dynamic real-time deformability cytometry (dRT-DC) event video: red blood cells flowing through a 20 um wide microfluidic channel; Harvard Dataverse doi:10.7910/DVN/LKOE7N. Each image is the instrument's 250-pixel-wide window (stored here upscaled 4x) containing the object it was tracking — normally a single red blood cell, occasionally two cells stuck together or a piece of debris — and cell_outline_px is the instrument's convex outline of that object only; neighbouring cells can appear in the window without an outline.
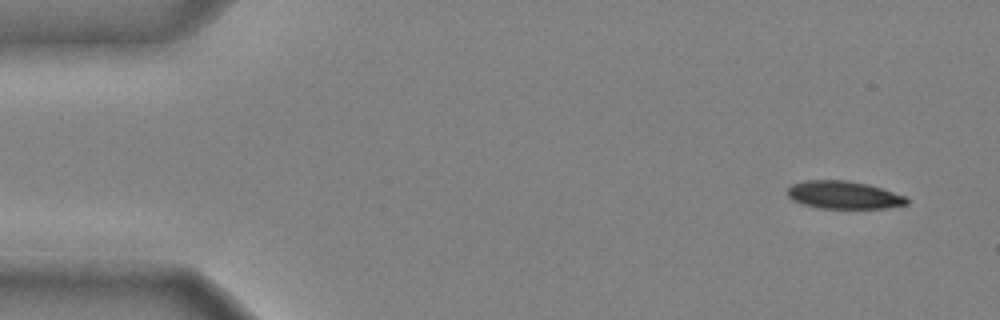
{"species": "common noctule bat (a hibernating species)", "species_latin": "Nyctalus noctula", "temperature_condition": "cold", "stored_images_in_passage": 46, "camera_frame_rate_fps": 3000, "um_per_image_px": 0.085, "animal": {"sex": "male", "body_mass_g": 20.4}, "frame": {"image": 1, "passage_image": 1, "time_ms": 0.0, "image_size_px": [1000, 320], "cell_outline_px": [[908, 204], [884, 208], [820, 208], [800, 204], [792, 200], [788, 196], [788, 188], [792, 184], [804, 180], [848, 180], [868, 184], [904, 196], [908, 200]], "centroid_in_image_um": [71.66, 16.57], "position_along_channel_um": 13.3, "area_um2": 19.25}}
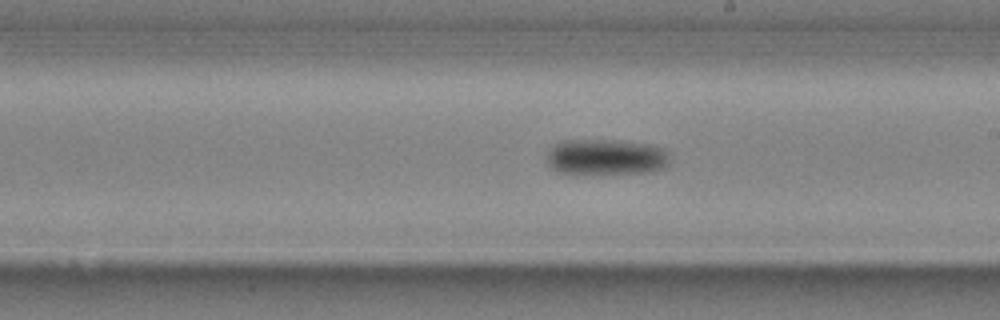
{"frame": {"image": 2, "passage_image": 26, "time_ms": 8.333, "image_size_px": [1000, 320], "cell_outline_px": [[668, 164], [664, 168], [652, 172], [556, 172], [548, 164], [548, 152], [556, 144], [564, 140], [624, 140], [652, 144], [668, 148]], "centroid_in_image_um": [51.6, 13.31], "position_along_channel_um": 237.4, "area_um2": 25.49}}
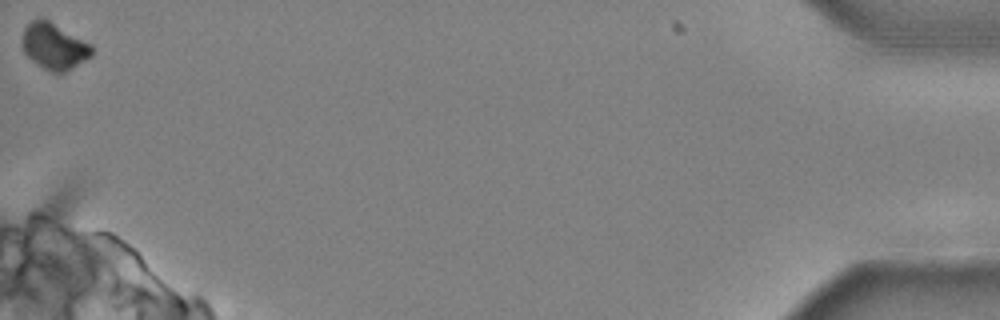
{"frame": {"image": 3, "passage_image": 46, "time_ms": 15.0, "image_size_px": [1000, 320], "cell_outline_px": [[92, 56], [64, 72], [48, 72], [32, 60], [24, 52], [20, 40], [24, 28], [32, 20], [48, 20], [92, 44]], "centroid_in_image_um": [4.58, 3.94], "position_along_channel_um": 430.6, "area_um2": 18.61}, "authors_computed_cell_mechanics": {"area_um2": 21.8195, "velocity_mm_per_s": 3.9813, "shape_relaxation_time_tau1_ms": 4.3813, "shape_relaxation_time_tau2_ms": null, "deformation_change_tau1": 0.1461, "deformation_change_tau2": null}}